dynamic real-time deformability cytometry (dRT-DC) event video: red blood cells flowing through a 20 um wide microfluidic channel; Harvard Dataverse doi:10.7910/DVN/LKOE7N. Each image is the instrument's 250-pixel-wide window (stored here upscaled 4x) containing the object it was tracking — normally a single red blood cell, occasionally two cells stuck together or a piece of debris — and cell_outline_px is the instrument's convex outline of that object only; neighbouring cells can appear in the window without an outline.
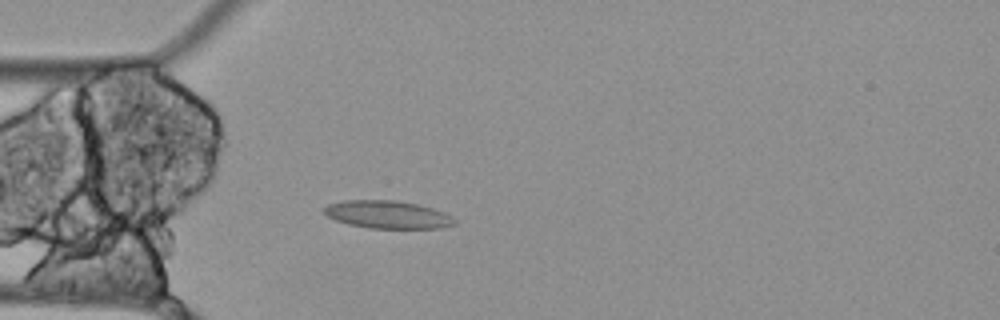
{"species": "Egyptian fruit bat (a non-hibernating species)", "species_latin": "Rousettus aegyptiacus", "temperature_condition": "cold", "stored_images_in_passage": 57, "camera_frame_rate_fps": 3000, "um_per_image_px": 0.085, "animal": {"sex": "female"}, "frame": {"image": 1, "passage_image": 16, "time_ms": 5.0, "image_size_px": [1000, 320], "cell_outline_px": [[456, 224], [440, 228], [368, 228], [348, 224], [336, 220], [328, 216], [324, 212], [324, 208], [328, 204], [344, 200], [396, 200], [416, 204], [432, 208], [444, 212], [452, 216], [456, 220]], "centroid_in_image_um": [32.96, 18.24], "position_along_channel_um": 52.0, "area_um2": 21.1}}
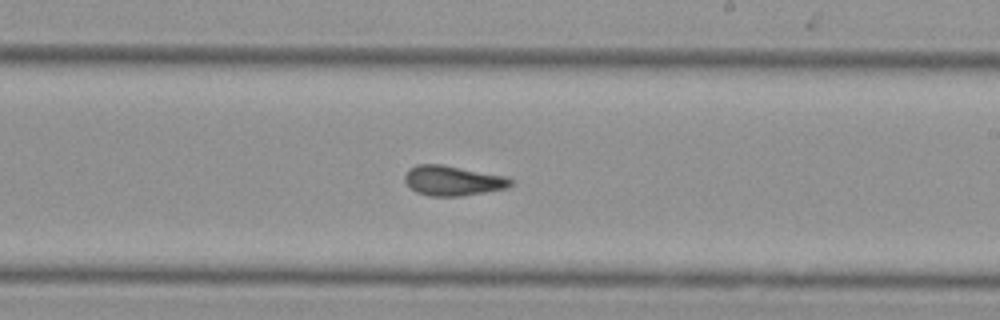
{"frame": {"image": 2, "passage_image": 33, "time_ms": 10.667, "image_size_px": [1000, 320], "cell_outline_px": [[512, 184], [508, 188], [460, 196], [428, 196], [416, 192], [404, 180], [404, 172], [408, 168], [416, 164], [440, 164], [508, 176], [512, 180]], "centroid_in_image_um": [38.47, 15.34], "position_along_channel_um": 250.5, "area_um2": 18.61}}
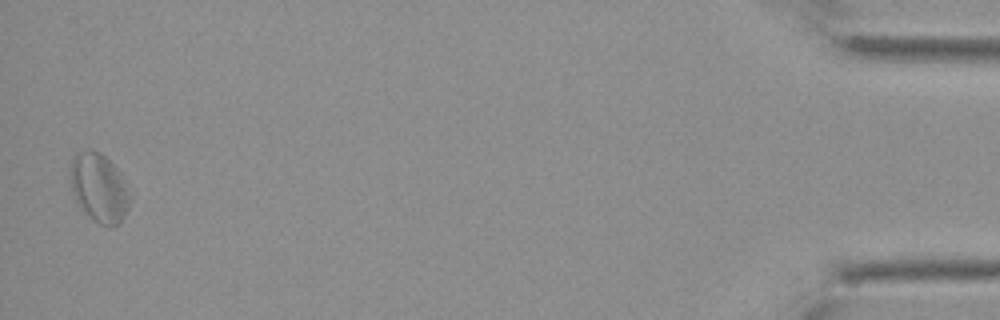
{"frame": {"image": 3, "passage_image": 56, "time_ms": 18.333, "image_size_px": [1000, 320], "cell_outline_px": [[132, 200], [120, 224], [112, 228], [108, 228], [100, 224], [84, 212], [76, 204], [72, 192], [72, 160], [76, 152], [92, 148], [100, 152], [116, 168]], "centroid_in_image_um": [8.42, 16.01], "position_along_channel_um": 426.8, "area_um2": 23.76}, "authors_computed_cell_mechanics": {"area_um2": 19.9988, "velocity_mm_per_s": 3.446, "shape_relaxation_time_tau1_ms": 2.4521, "shape_relaxation_time_tau2_ms": 4.7979, "deformation_change_tau1": 0.0468, "deformation_change_tau2": 0.1447}}